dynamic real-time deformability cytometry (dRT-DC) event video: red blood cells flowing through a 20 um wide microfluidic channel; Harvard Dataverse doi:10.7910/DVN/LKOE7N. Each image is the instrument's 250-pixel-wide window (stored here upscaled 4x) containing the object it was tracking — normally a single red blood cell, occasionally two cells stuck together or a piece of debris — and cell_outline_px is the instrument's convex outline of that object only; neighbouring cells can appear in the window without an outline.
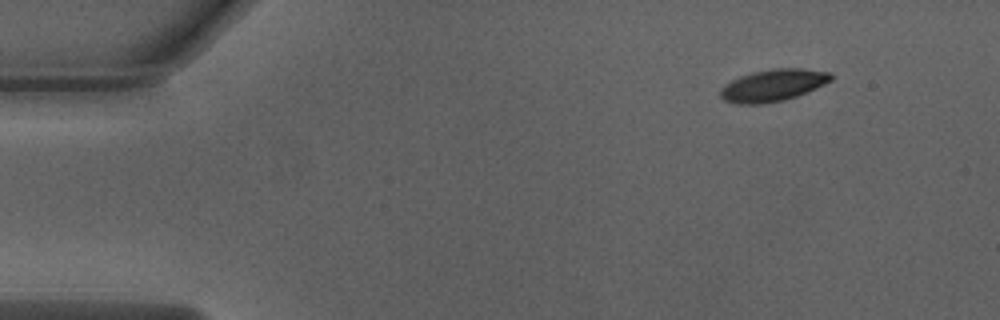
{"species": "Egyptian fruit bat (a non-hibernating species)", "species_latin": "Rousettus aegyptiacus", "temperature_condition": "warm", "stored_images_in_passage": 47, "camera_frame_rate_fps": 3000, "um_per_image_px": 0.085, "animal": {"sex": "male"}, "frame": {"image": 1, "passage_image": 1, "time_ms": 0.0, "image_size_px": [1000, 320], "cell_outline_px": [[832, 80], [808, 92], [784, 100], [760, 104], [736, 104], [724, 100], [720, 96], [720, 88], [724, 84], [740, 76], [752, 72], [772, 68], [800, 68], [832, 72]], "centroid_in_image_um": [65.7, 7.24], "position_along_channel_um": 19.3, "area_um2": 20.75}}
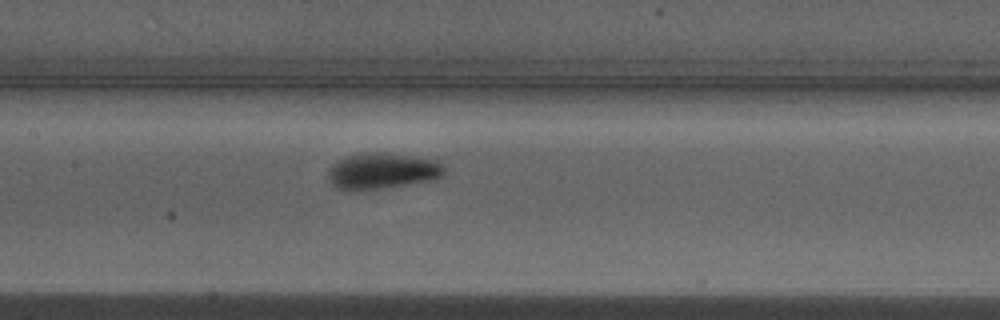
{"frame": {"image": 2, "passage_image": 20, "time_ms": 6.333, "image_size_px": [1000, 320], "cell_outline_px": [[444, 176], [436, 180], [384, 188], [336, 188], [332, 184], [328, 176], [328, 168], [336, 160], [344, 156], [356, 152], [384, 152], [440, 160], [444, 168]], "centroid_in_image_um": [32.53, 14.49], "position_along_channel_um": 174.9, "area_um2": 24.62}}
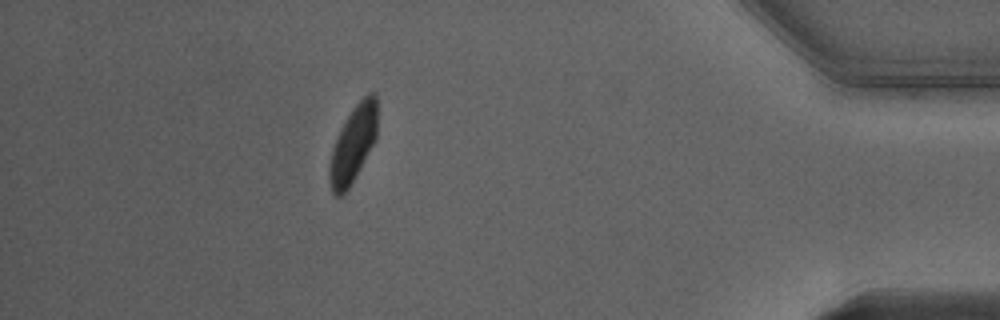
{"frame": {"image": 3, "passage_image": 41, "time_ms": 13.333, "image_size_px": [1000, 320], "cell_outline_px": [[376, 140], [348, 188], [340, 196], [336, 196], [332, 192], [328, 180], [328, 168], [332, 148], [344, 120], [352, 108], [368, 92], [372, 92], [376, 96]], "centroid_in_image_um": [29.99, 12.25], "position_along_channel_um": 405.2, "area_um2": 21.21}, "authors_computed_cell_mechanics": {"area_um2": 22.0796, "velocity_mm_per_s": 4.0066, "shape_relaxation_time_tau1_ms": 3.7344, "shape_relaxation_time_tau2_ms": null, "deformation_change_tau1": 0.1854, "deformation_change_tau2": null}}